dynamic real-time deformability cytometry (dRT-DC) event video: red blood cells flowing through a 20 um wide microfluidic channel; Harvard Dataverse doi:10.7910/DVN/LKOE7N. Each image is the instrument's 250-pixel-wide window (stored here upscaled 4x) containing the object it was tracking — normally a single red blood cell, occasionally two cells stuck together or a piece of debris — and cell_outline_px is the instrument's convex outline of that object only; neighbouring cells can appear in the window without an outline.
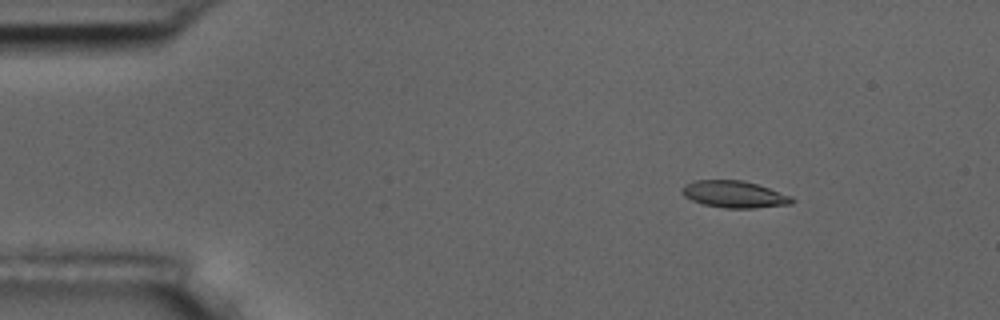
{"species": "common noctule bat (a hibernating species)", "species_latin": "Nyctalus noctula", "temperature_condition": "room temperature", "stored_images_in_passage": 5, "camera_frame_rate_fps": 3000, "um_per_image_px": 0.085, "animal": {"sex": "male", "body_mass_g": 17.5, "forearm_length_mm": 52.3}, "frame": {"image": 1, "passage_image": 3, "time_ms": 2.333, "image_size_px": [1000, 320], "cell_outline_px": [[796, 200], [792, 204], [756, 208], [724, 208], [704, 204], [692, 200], [684, 196], [680, 192], [680, 188], [684, 184], [692, 180], [740, 180], [756, 184], [792, 196]], "centroid_in_image_um": [62.39, 16.51], "position_along_channel_um": 22.6, "area_um2": 17.34}}
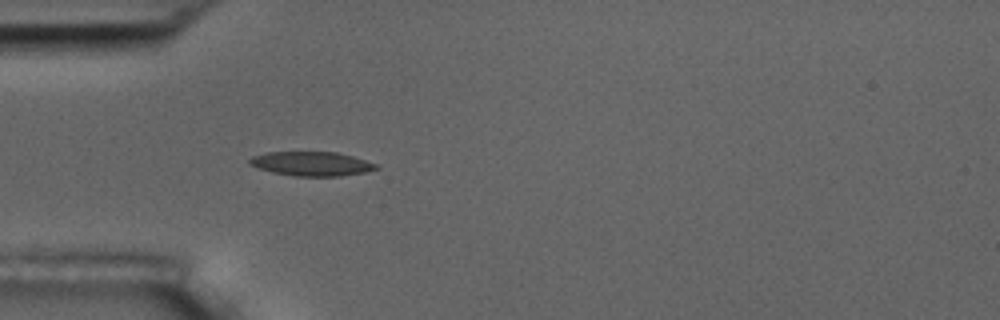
{"frame": {"image": 2, "passage_image": 5, "time_ms": 5.333, "image_size_px": [1000, 320], "cell_outline_px": [[380, 168], [364, 172], [340, 176], [296, 176], [272, 172], [248, 164], [248, 160], [252, 156], [268, 152], [336, 152], [352, 156], [376, 164]], "centroid_in_image_um": [26.46, 13.92], "position_along_channel_um": 58.5, "area_um2": 17.69}}